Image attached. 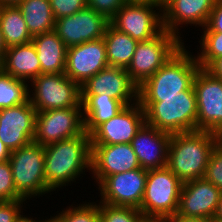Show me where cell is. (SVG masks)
<instances>
[{
    "label": "cell",
    "instance_id": "4dcf8cb0",
    "mask_svg": "<svg viewBox=\"0 0 222 222\" xmlns=\"http://www.w3.org/2000/svg\"><path fill=\"white\" fill-rule=\"evenodd\" d=\"M143 218L137 208L100 203V222H140Z\"/></svg>",
    "mask_w": 222,
    "mask_h": 222
},
{
    "label": "cell",
    "instance_id": "5bb4252c",
    "mask_svg": "<svg viewBox=\"0 0 222 222\" xmlns=\"http://www.w3.org/2000/svg\"><path fill=\"white\" fill-rule=\"evenodd\" d=\"M145 123V111L136 101L125 106L115 117L100 124L90 134L91 145L131 143Z\"/></svg>",
    "mask_w": 222,
    "mask_h": 222
},
{
    "label": "cell",
    "instance_id": "ac0fdd59",
    "mask_svg": "<svg viewBox=\"0 0 222 222\" xmlns=\"http://www.w3.org/2000/svg\"><path fill=\"white\" fill-rule=\"evenodd\" d=\"M106 93L125 106L138 101V86L130 79L125 68L107 66L81 86V95Z\"/></svg>",
    "mask_w": 222,
    "mask_h": 222
},
{
    "label": "cell",
    "instance_id": "f35d334b",
    "mask_svg": "<svg viewBox=\"0 0 222 222\" xmlns=\"http://www.w3.org/2000/svg\"><path fill=\"white\" fill-rule=\"evenodd\" d=\"M215 78L222 80V56L215 59L207 68Z\"/></svg>",
    "mask_w": 222,
    "mask_h": 222
},
{
    "label": "cell",
    "instance_id": "d6986e66",
    "mask_svg": "<svg viewBox=\"0 0 222 222\" xmlns=\"http://www.w3.org/2000/svg\"><path fill=\"white\" fill-rule=\"evenodd\" d=\"M222 191L204 178L183 182L177 214L213 219Z\"/></svg>",
    "mask_w": 222,
    "mask_h": 222
},
{
    "label": "cell",
    "instance_id": "52a82bcc",
    "mask_svg": "<svg viewBox=\"0 0 222 222\" xmlns=\"http://www.w3.org/2000/svg\"><path fill=\"white\" fill-rule=\"evenodd\" d=\"M182 40L163 29L157 36L137 43L126 68L130 79L139 87L157 72L182 46Z\"/></svg>",
    "mask_w": 222,
    "mask_h": 222
},
{
    "label": "cell",
    "instance_id": "d6a6232c",
    "mask_svg": "<svg viewBox=\"0 0 222 222\" xmlns=\"http://www.w3.org/2000/svg\"><path fill=\"white\" fill-rule=\"evenodd\" d=\"M25 200L15 188L9 161L0 163V201Z\"/></svg>",
    "mask_w": 222,
    "mask_h": 222
},
{
    "label": "cell",
    "instance_id": "7bdbcfd3",
    "mask_svg": "<svg viewBox=\"0 0 222 222\" xmlns=\"http://www.w3.org/2000/svg\"><path fill=\"white\" fill-rule=\"evenodd\" d=\"M213 219L222 220V193H221V196H220V199H219V202H218V205H217V209L215 211Z\"/></svg>",
    "mask_w": 222,
    "mask_h": 222
},
{
    "label": "cell",
    "instance_id": "7c38bea8",
    "mask_svg": "<svg viewBox=\"0 0 222 222\" xmlns=\"http://www.w3.org/2000/svg\"><path fill=\"white\" fill-rule=\"evenodd\" d=\"M109 24L105 16L85 7L73 15L56 19L54 31L69 48L103 38Z\"/></svg>",
    "mask_w": 222,
    "mask_h": 222
},
{
    "label": "cell",
    "instance_id": "9c48e42d",
    "mask_svg": "<svg viewBox=\"0 0 222 222\" xmlns=\"http://www.w3.org/2000/svg\"><path fill=\"white\" fill-rule=\"evenodd\" d=\"M193 88L197 100L196 130L222 134V80L200 68Z\"/></svg>",
    "mask_w": 222,
    "mask_h": 222
},
{
    "label": "cell",
    "instance_id": "f1b7e54d",
    "mask_svg": "<svg viewBox=\"0 0 222 222\" xmlns=\"http://www.w3.org/2000/svg\"><path fill=\"white\" fill-rule=\"evenodd\" d=\"M203 36V37H202ZM201 36V53L196 60L202 69H206L215 59L222 56V32H204Z\"/></svg>",
    "mask_w": 222,
    "mask_h": 222
},
{
    "label": "cell",
    "instance_id": "4fadbf2b",
    "mask_svg": "<svg viewBox=\"0 0 222 222\" xmlns=\"http://www.w3.org/2000/svg\"><path fill=\"white\" fill-rule=\"evenodd\" d=\"M147 179V170L138 168L108 176L99 186L101 201L112 206L140 209Z\"/></svg>",
    "mask_w": 222,
    "mask_h": 222
},
{
    "label": "cell",
    "instance_id": "7402d4cb",
    "mask_svg": "<svg viewBox=\"0 0 222 222\" xmlns=\"http://www.w3.org/2000/svg\"><path fill=\"white\" fill-rule=\"evenodd\" d=\"M14 78L28 81L41 74V65L32 41L8 47L0 67Z\"/></svg>",
    "mask_w": 222,
    "mask_h": 222
},
{
    "label": "cell",
    "instance_id": "44dd1931",
    "mask_svg": "<svg viewBox=\"0 0 222 222\" xmlns=\"http://www.w3.org/2000/svg\"><path fill=\"white\" fill-rule=\"evenodd\" d=\"M171 134L160 131L146 123L131 140L141 168L161 169L167 165Z\"/></svg>",
    "mask_w": 222,
    "mask_h": 222
},
{
    "label": "cell",
    "instance_id": "d4e9b609",
    "mask_svg": "<svg viewBox=\"0 0 222 222\" xmlns=\"http://www.w3.org/2000/svg\"><path fill=\"white\" fill-rule=\"evenodd\" d=\"M109 66L127 68L136 50L137 41L111 24L103 37Z\"/></svg>",
    "mask_w": 222,
    "mask_h": 222
},
{
    "label": "cell",
    "instance_id": "1f68e13d",
    "mask_svg": "<svg viewBox=\"0 0 222 222\" xmlns=\"http://www.w3.org/2000/svg\"><path fill=\"white\" fill-rule=\"evenodd\" d=\"M203 178L222 191V143L220 141L211 152Z\"/></svg>",
    "mask_w": 222,
    "mask_h": 222
},
{
    "label": "cell",
    "instance_id": "836d02e7",
    "mask_svg": "<svg viewBox=\"0 0 222 222\" xmlns=\"http://www.w3.org/2000/svg\"><path fill=\"white\" fill-rule=\"evenodd\" d=\"M53 16L56 19L73 15L87 7V0H49Z\"/></svg>",
    "mask_w": 222,
    "mask_h": 222
},
{
    "label": "cell",
    "instance_id": "5b68a950",
    "mask_svg": "<svg viewBox=\"0 0 222 222\" xmlns=\"http://www.w3.org/2000/svg\"><path fill=\"white\" fill-rule=\"evenodd\" d=\"M183 182L167 167L147 170L140 206L144 218L164 219L178 211Z\"/></svg>",
    "mask_w": 222,
    "mask_h": 222
},
{
    "label": "cell",
    "instance_id": "3957f363",
    "mask_svg": "<svg viewBox=\"0 0 222 222\" xmlns=\"http://www.w3.org/2000/svg\"><path fill=\"white\" fill-rule=\"evenodd\" d=\"M183 45L157 72L138 87V102H160V97H171L188 90L200 66L196 56Z\"/></svg>",
    "mask_w": 222,
    "mask_h": 222
},
{
    "label": "cell",
    "instance_id": "c3c4849f",
    "mask_svg": "<svg viewBox=\"0 0 222 222\" xmlns=\"http://www.w3.org/2000/svg\"><path fill=\"white\" fill-rule=\"evenodd\" d=\"M167 0H160V5L162 6Z\"/></svg>",
    "mask_w": 222,
    "mask_h": 222
},
{
    "label": "cell",
    "instance_id": "e0dca14e",
    "mask_svg": "<svg viewBox=\"0 0 222 222\" xmlns=\"http://www.w3.org/2000/svg\"><path fill=\"white\" fill-rule=\"evenodd\" d=\"M141 168L130 143L91 145V171L100 185L108 176Z\"/></svg>",
    "mask_w": 222,
    "mask_h": 222
},
{
    "label": "cell",
    "instance_id": "f546056e",
    "mask_svg": "<svg viewBox=\"0 0 222 222\" xmlns=\"http://www.w3.org/2000/svg\"><path fill=\"white\" fill-rule=\"evenodd\" d=\"M79 204L52 217L53 222H100V204ZM81 205V206H80Z\"/></svg>",
    "mask_w": 222,
    "mask_h": 222
},
{
    "label": "cell",
    "instance_id": "ffe728a7",
    "mask_svg": "<svg viewBox=\"0 0 222 222\" xmlns=\"http://www.w3.org/2000/svg\"><path fill=\"white\" fill-rule=\"evenodd\" d=\"M217 0H167L162 5L163 29L179 36L178 26L194 24L204 27Z\"/></svg>",
    "mask_w": 222,
    "mask_h": 222
},
{
    "label": "cell",
    "instance_id": "7a4b0ae2",
    "mask_svg": "<svg viewBox=\"0 0 222 222\" xmlns=\"http://www.w3.org/2000/svg\"><path fill=\"white\" fill-rule=\"evenodd\" d=\"M45 178L53 191L79 178L85 168L91 170V141L85 131L44 147Z\"/></svg>",
    "mask_w": 222,
    "mask_h": 222
},
{
    "label": "cell",
    "instance_id": "484cf974",
    "mask_svg": "<svg viewBox=\"0 0 222 222\" xmlns=\"http://www.w3.org/2000/svg\"><path fill=\"white\" fill-rule=\"evenodd\" d=\"M32 37L53 31L55 18L49 0H23L17 6Z\"/></svg>",
    "mask_w": 222,
    "mask_h": 222
},
{
    "label": "cell",
    "instance_id": "8992f818",
    "mask_svg": "<svg viewBox=\"0 0 222 222\" xmlns=\"http://www.w3.org/2000/svg\"><path fill=\"white\" fill-rule=\"evenodd\" d=\"M8 161L15 188L23 199L29 200L31 196L51 192L45 178V155L42 145L33 141L13 150Z\"/></svg>",
    "mask_w": 222,
    "mask_h": 222
},
{
    "label": "cell",
    "instance_id": "ab89813d",
    "mask_svg": "<svg viewBox=\"0 0 222 222\" xmlns=\"http://www.w3.org/2000/svg\"><path fill=\"white\" fill-rule=\"evenodd\" d=\"M10 155H11V151L0 140V163L7 161L9 159Z\"/></svg>",
    "mask_w": 222,
    "mask_h": 222
},
{
    "label": "cell",
    "instance_id": "83f0119b",
    "mask_svg": "<svg viewBox=\"0 0 222 222\" xmlns=\"http://www.w3.org/2000/svg\"><path fill=\"white\" fill-rule=\"evenodd\" d=\"M27 81L17 79L0 68V110L29 101Z\"/></svg>",
    "mask_w": 222,
    "mask_h": 222
},
{
    "label": "cell",
    "instance_id": "cb8c5ba5",
    "mask_svg": "<svg viewBox=\"0 0 222 222\" xmlns=\"http://www.w3.org/2000/svg\"><path fill=\"white\" fill-rule=\"evenodd\" d=\"M84 131L91 134L100 124L118 115L125 105L117 99L100 95H81Z\"/></svg>",
    "mask_w": 222,
    "mask_h": 222
},
{
    "label": "cell",
    "instance_id": "ee69618b",
    "mask_svg": "<svg viewBox=\"0 0 222 222\" xmlns=\"http://www.w3.org/2000/svg\"><path fill=\"white\" fill-rule=\"evenodd\" d=\"M24 215L20 214V216L17 218V220L15 222H38L33 220V218H27V217H23ZM52 221V218L48 219V220H42V221H39V222H51Z\"/></svg>",
    "mask_w": 222,
    "mask_h": 222
},
{
    "label": "cell",
    "instance_id": "8fae6325",
    "mask_svg": "<svg viewBox=\"0 0 222 222\" xmlns=\"http://www.w3.org/2000/svg\"><path fill=\"white\" fill-rule=\"evenodd\" d=\"M158 8L159 12L155 13ZM160 4L127 2L110 20L117 30L128 34L137 42L149 40L163 30Z\"/></svg>",
    "mask_w": 222,
    "mask_h": 222
},
{
    "label": "cell",
    "instance_id": "30bf717a",
    "mask_svg": "<svg viewBox=\"0 0 222 222\" xmlns=\"http://www.w3.org/2000/svg\"><path fill=\"white\" fill-rule=\"evenodd\" d=\"M82 107L52 109L36 113L33 141L43 147L84 132Z\"/></svg>",
    "mask_w": 222,
    "mask_h": 222
},
{
    "label": "cell",
    "instance_id": "d590c367",
    "mask_svg": "<svg viewBox=\"0 0 222 222\" xmlns=\"http://www.w3.org/2000/svg\"><path fill=\"white\" fill-rule=\"evenodd\" d=\"M25 200L0 201V222H15L20 216Z\"/></svg>",
    "mask_w": 222,
    "mask_h": 222
},
{
    "label": "cell",
    "instance_id": "8d00e7d4",
    "mask_svg": "<svg viewBox=\"0 0 222 222\" xmlns=\"http://www.w3.org/2000/svg\"><path fill=\"white\" fill-rule=\"evenodd\" d=\"M203 30V32H222V0L216 1Z\"/></svg>",
    "mask_w": 222,
    "mask_h": 222
},
{
    "label": "cell",
    "instance_id": "b9f144b4",
    "mask_svg": "<svg viewBox=\"0 0 222 222\" xmlns=\"http://www.w3.org/2000/svg\"><path fill=\"white\" fill-rule=\"evenodd\" d=\"M23 0H0V7L18 6Z\"/></svg>",
    "mask_w": 222,
    "mask_h": 222
},
{
    "label": "cell",
    "instance_id": "2e32d148",
    "mask_svg": "<svg viewBox=\"0 0 222 222\" xmlns=\"http://www.w3.org/2000/svg\"><path fill=\"white\" fill-rule=\"evenodd\" d=\"M36 113L30 101L0 110V140L11 152L33 142Z\"/></svg>",
    "mask_w": 222,
    "mask_h": 222
},
{
    "label": "cell",
    "instance_id": "f6af8a7d",
    "mask_svg": "<svg viewBox=\"0 0 222 222\" xmlns=\"http://www.w3.org/2000/svg\"><path fill=\"white\" fill-rule=\"evenodd\" d=\"M130 3L160 4V0H127Z\"/></svg>",
    "mask_w": 222,
    "mask_h": 222
},
{
    "label": "cell",
    "instance_id": "ba28073f",
    "mask_svg": "<svg viewBox=\"0 0 222 222\" xmlns=\"http://www.w3.org/2000/svg\"><path fill=\"white\" fill-rule=\"evenodd\" d=\"M29 101L37 112L82 107L81 87L65 73L40 74L33 80Z\"/></svg>",
    "mask_w": 222,
    "mask_h": 222
},
{
    "label": "cell",
    "instance_id": "6da1fadb",
    "mask_svg": "<svg viewBox=\"0 0 222 222\" xmlns=\"http://www.w3.org/2000/svg\"><path fill=\"white\" fill-rule=\"evenodd\" d=\"M219 141L218 134L202 130L172 134L166 167L182 182L203 178L211 152Z\"/></svg>",
    "mask_w": 222,
    "mask_h": 222
},
{
    "label": "cell",
    "instance_id": "bcb514c9",
    "mask_svg": "<svg viewBox=\"0 0 222 222\" xmlns=\"http://www.w3.org/2000/svg\"><path fill=\"white\" fill-rule=\"evenodd\" d=\"M140 222H163L161 218H143Z\"/></svg>",
    "mask_w": 222,
    "mask_h": 222
},
{
    "label": "cell",
    "instance_id": "277c9868",
    "mask_svg": "<svg viewBox=\"0 0 222 222\" xmlns=\"http://www.w3.org/2000/svg\"><path fill=\"white\" fill-rule=\"evenodd\" d=\"M146 124L169 134L196 131L197 100L193 85L178 95L160 97V102H139Z\"/></svg>",
    "mask_w": 222,
    "mask_h": 222
},
{
    "label": "cell",
    "instance_id": "603a6c76",
    "mask_svg": "<svg viewBox=\"0 0 222 222\" xmlns=\"http://www.w3.org/2000/svg\"><path fill=\"white\" fill-rule=\"evenodd\" d=\"M41 74L65 73L67 47L53 30L33 37Z\"/></svg>",
    "mask_w": 222,
    "mask_h": 222
},
{
    "label": "cell",
    "instance_id": "e575fe53",
    "mask_svg": "<svg viewBox=\"0 0 222 222\" xmlns=\"http://www.w3.org/2000/svg\"><path fill=\"white\" fill-rule=\"evenodd\" d=\"M127 2V0H87V7L92 8L110 21Z\"/></svg>",
    "mask_w": 222,
    "mask_h": 222
},
{
    "label": "cell",
    "instance_id": "74e56055",
    "mask_svg": "<svg viewBox=\"0 0 222 222\" xmlns=\"http://www.w3.org/2000/svg\"><path fill=\"white\" fill-rule=\"evenodd\" d=\"M163 222H212V219L183 217V216H180L176 213L173 216H169V217L164 218Z\"/></svg>",
    "mask_w": 222,
    "mask_h": 222
},
{
    "label": "cell",
    "instance_id": "4316f807",
    "mask_svg": "<svg viewBox=\"0 0 222 222\" xmlns=\"http://www.w3.org/2000/svg\"><path fill=\"white\" fill-rule=\"evenodd\" d=\"M0 29L7 48L31 42L33 39L17 6L0 7Z\"/></svg>",
    "mask_w": 222,
    "mask_h": 222
},
{
    "label": "cell",
    "instance_id": "7dc6e473",
    "mask_svg": "<svg viewBox=\"0 0 222 222\" xmlns=\"http://www.w3.org/2000/svg\"><path fill=\"white\" fill-rule=\"evenodd\" d=\"M212 222H222V220H219V219H212Z\"/></svg>",
    "mask_w": 222,
    "mask_h": 222
},
{
    "label": "cell",
    "instance_id": "9a60e30c",
    "mask_svg": "<svg viewBox=\"0 0 222 222\" xmlns=\"http://www.w3.org/2000/svg\"><path fill=\"white\" fill-rule=\"evenodd\" d=\"M107 66L103 38L67 48L65 75L80 87Z\"/></svg>",
    "mask_w": 222,
    "mask_h": 222
},
{
    "label": "cell",
    "instance_id": "681fc988",
    "mask_svg": "<svg viewBox=\"0 0 222 222\" xmlns=\"http://www.w3.org/2000/svg\"><path fill=\"white\" fill-rule=\"evenodd\" d=\"M219 136H220V142L222 143V134H220Z\"/></svg>",
    "mask_w": 222,
    "mask_h": 222
},
{
    "label": "cell",
    "instance_id": "60d3db41",
    "mask_svg": "<svg viewBox=\"0 0 222 222\" xmlns=\"http://www.w3.org/2000/svg\"><path fill=\"white\" fill-rule=\"evenodd\" d=\"M6 50H7V47L4 44L1 29H0V67L3 63Z\"/></svg>",
    "mask_w": 222,
    "mask_h": 222
}]
</instances>
